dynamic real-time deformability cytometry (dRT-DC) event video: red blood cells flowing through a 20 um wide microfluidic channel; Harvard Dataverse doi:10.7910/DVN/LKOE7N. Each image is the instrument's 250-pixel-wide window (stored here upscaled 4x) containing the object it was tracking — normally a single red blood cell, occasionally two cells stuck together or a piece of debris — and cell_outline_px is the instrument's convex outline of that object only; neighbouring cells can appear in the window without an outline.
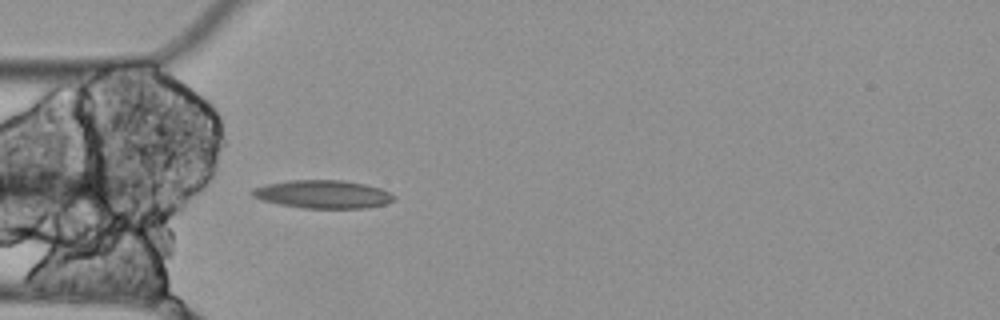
{"species": "Egyptian fruit bat (a non-hibernating species)", "species_latin": "Rousettus aegyptiacus", "temperature_condition": "cold", "stored_images_in_passage": 3, "camera_frame_rate_fps": 3000, "um_per_image_px": 0.085, "animal": {"sex": "female"}, "frame": {"image": 1, "passage_image": 3, "time_ms": 0.667, "image_size_px": [1000, 320], "cell_outline_px": [[396, 200], [384, 204], [368, 208], [304, 208], [280, 204], [264, 200], [252, 196], [248, 192], [252, 188], [264, 184], [288, 180], [344, 180], [364, 184], [380, 188], [396, 196]], "centroid_in_image_um": [27.43, 16.5], "position_along_channel_um": 57.6, "area_um2": 23.35}}